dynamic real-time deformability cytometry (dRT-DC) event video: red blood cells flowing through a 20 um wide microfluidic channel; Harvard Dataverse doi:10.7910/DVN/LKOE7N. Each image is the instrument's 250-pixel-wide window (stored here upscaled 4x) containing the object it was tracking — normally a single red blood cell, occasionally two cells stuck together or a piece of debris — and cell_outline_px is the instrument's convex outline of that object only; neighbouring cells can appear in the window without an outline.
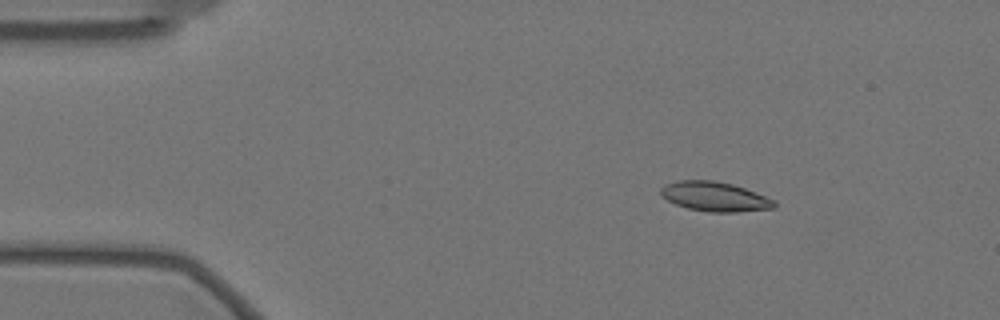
{"species": "Egyptian fruit bat (a non-hibernating species)", "species_latin": "Rousettus aegyptiacus", "temperature_condition": "warm", "stored_images_in_passage": 45, "camera_frame_rate_fps": 3000, "um_per_image_px": 0.085, "animal": {"sex": "female"}, "frame": {"image": 1, "passage_image": 1, "time_ms": 0.0, "image_size_px": [1000, 320], "cell_outline_px": [[776, 208], [736, 212], [708, 212], [688, 208], [676, 204], [660, 196], [660, 188], [664, 184], [676, 180], [712, 180], [732, 184], [744, 188], [776, 200]], "centroid_in_image_um": [60.74, 16.71], "position_along_channel_um": 24.3, "area_um2": 19.65}}
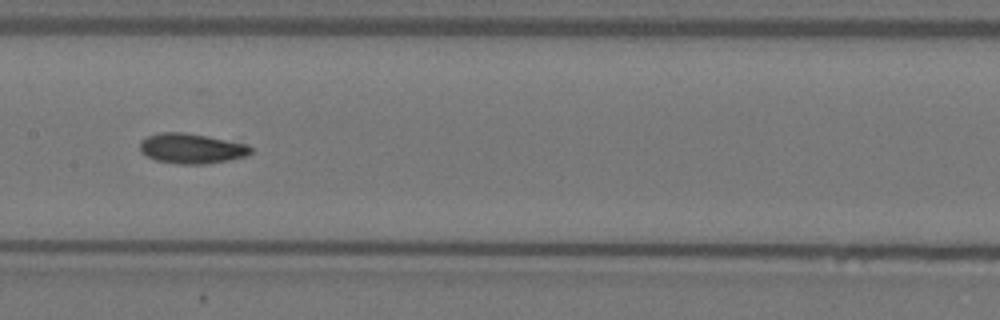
{"frame": {"image": 2, "passage_image": 21, "time_ms": 6.667, "image_size_px": [1000, 320], "cell_outline_px": [[252, 152], [244, 156], [228, 160], [204, 164], [180, 164], [156, 160], [140, 152], [140, 140], [148, 136], [160, 132], [184, 132], [208, 136], [248, 144], [252, 148]], "centroid_in_image_um": [16.27, 12.61], "position_along_channel_um": 191.1, "area_um2": 19.42}}
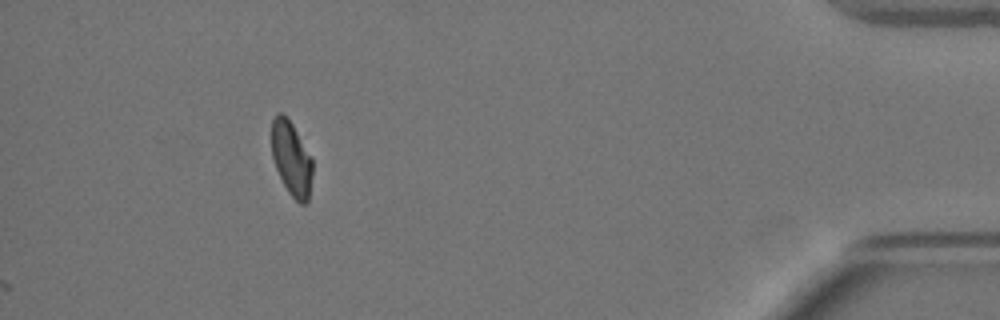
{"frame": {"image": 3, "passage_image": 45, "time_ms": 14.667, "image_size_px": [1000, 320], "cell_outline_px": [[312, 176], [308, 200], [304, 204], [300, 204], [288, 192], [276, 168], [272, 156], [272, 120], [280, 112], [292, 124], [312, 156]], "centroid_in_image_um": [24.79, 13.5], "position_along_channel_um": 410.4, "area_um2": 17.46}, "authors_computed_cell_mechanics": {"area_um2": 19.1896, "velocity_mm_per_s": 3.5052, "shape_relaxation_time_tau1_ms": null, "shape_relaxation_time_tau2_ms": 3.2812, "deformation_change_tau1": null, "deformation_change_tau2": 0.0747}}